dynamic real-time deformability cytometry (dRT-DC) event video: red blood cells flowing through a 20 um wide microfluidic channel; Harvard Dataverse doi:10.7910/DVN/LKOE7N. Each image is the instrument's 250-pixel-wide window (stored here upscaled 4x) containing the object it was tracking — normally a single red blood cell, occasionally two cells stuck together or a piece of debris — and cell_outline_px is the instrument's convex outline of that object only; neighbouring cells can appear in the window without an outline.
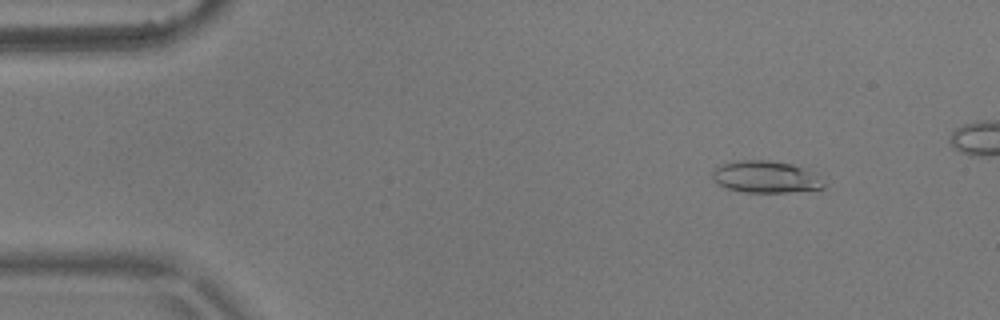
{"species": "common noctule bat (a hibernating species)", "species_latin": "Nyctalus noctula", "temperature_condition": "warm", "stored_images_in_passage": 5, "camera_frame_rate_fps": 3000, "um_per_image_px": 0.085, "animal": {"sex": "male", "body_mass_g": 17.9}, "frame": {"image": 1, "passage_image": 2, "time_ms": 0.333, "image_size_px": [1000, 320], "cell_outline_px": [[824, 188], [788, 192], [744, 192], [724, 188], [716, 184], [712, 180], [712, 172], [720, 164], [736, 160], [768, 160], [792, 164], [800, 168], [824, 184]], "centroid_in_image_um": [64.91, 15.04], "position_along_channel_um": 20.1, "area_um2": 20.29}}